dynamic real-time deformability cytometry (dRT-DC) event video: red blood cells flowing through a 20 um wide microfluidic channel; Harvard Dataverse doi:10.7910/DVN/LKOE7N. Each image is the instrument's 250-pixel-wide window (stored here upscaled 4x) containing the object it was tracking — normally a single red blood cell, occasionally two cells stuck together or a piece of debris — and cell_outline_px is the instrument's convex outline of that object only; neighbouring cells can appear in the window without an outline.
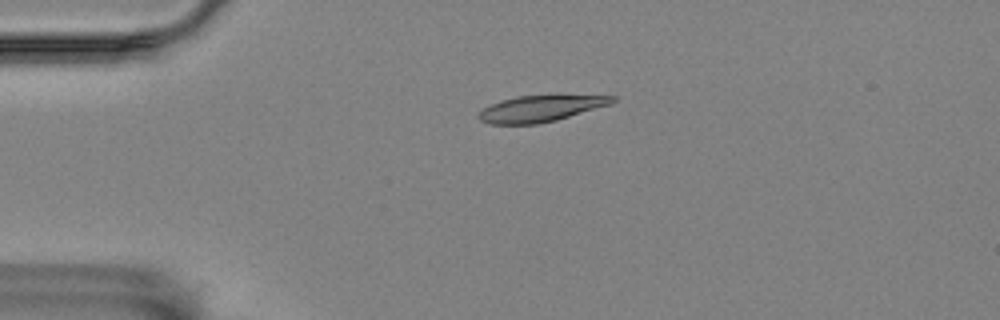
{"species": "Egyptian fruit bat (a non-hibernating species)", "species_latin": "Rousettus aegyptiacus", "temperature_condition": "room temperature", "stored_images_in_passage": 2, "camera_frame_rate_fps": 3000, "um_per_image_px": 0.085, "animal": {"sex": "female"}, "frame": {"image": 1, "passage_image": 1, "time_ms": 0.0, "image_size_px": [1000, 320], "cell_outline_px": [[616, 100], [612, 104], [556, 120], [536, 124], [488, 124], [480, 120], [476, 116], [484, 108], [500, 100], [516, 96], [556, 92], [616, 96]], "centroid_in_image_um": [46.04, 9.16], "position_along_channel_um": 39.0, "area_um2": 21.62}}